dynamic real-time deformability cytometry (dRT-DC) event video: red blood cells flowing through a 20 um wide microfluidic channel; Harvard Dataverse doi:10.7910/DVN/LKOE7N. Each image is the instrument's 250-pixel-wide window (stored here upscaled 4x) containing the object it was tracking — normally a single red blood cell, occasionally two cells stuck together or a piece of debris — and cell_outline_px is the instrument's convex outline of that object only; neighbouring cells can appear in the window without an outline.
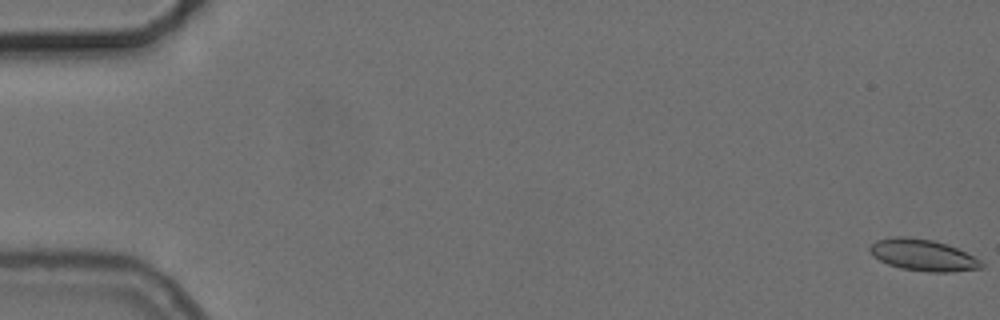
{"species": "common noctule bat (a hibernating species)", "species_latin": "Nyctalus noctula", "temperature_condition": "cold", "stored_images_in_passage": 56, "camera_frame_rate_fps": 3000, "um_per_image_px": 0.085, "animal": {"sex": "female", "body_mass_g": 24.6, "forearm_length_mm": 56.2}, "frame": {"image": 1, "passage_image": 1, "time_ms": 0.0, "image_size_px": [1000, 320], "cell_outline_px": [[984, 268], [952, 272], [928, 272], [900, 268], [888, 264], [872, 256], [868, 248], [876, 240], [896, 236], [904, 236], [932, 240], [956, 248], [980, 260], [984, 264]], "centroid_in_image_um": [78.43, 21.69], "position_along_channel_um": 6.6, "area_um2": 20.4}}
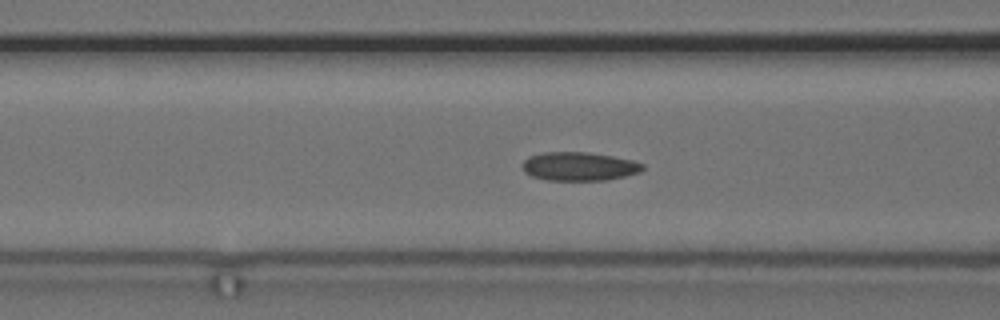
{"frame": {"image": 2, "passage_image": 23, "time_ms": 7.333, "image_size_px": [1000, 320], "cell_outline_px": [[644, 168], [640, 172], [608, 180], [544, 180], [532, 176], [524, 172], [520, 164], [528, 156], [544, 152], [588, 152], [612, 156], [632, 160], [644, 164]], "centroid_in_image_um": [49.19, 14.14], "position_along_channel_um": 117.4, "area_um2": 20.23}}
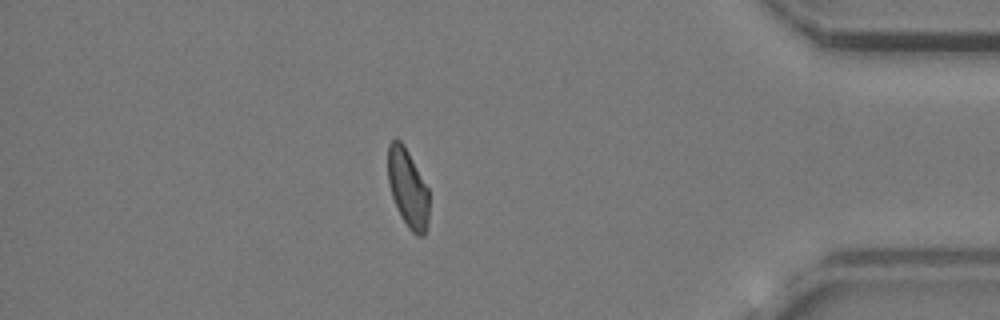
{"frame": {"image": 3, "passage_image": 49, "time_ms": 16.0, "image_size_px": [1000, 320], "cell_outline_px": [[428, 224], [424, 236], [416, 236], [408, 228], [400, 216], [396, 208], [388, 184], [388, 144], [392, 140], [400, 140], [404, 144], [428, 188]], "centroid_in_image_um": [34.66, 16.03], "position_along_channel_um": 400.5, "area_um2": 18.9}, "authors_computed_cell_mechanics": {"area_um2": 19.652, "velocity_mm_per_s": 3.7025, "shape_relaxation_time_tau1_ms": null, "shape_relaxation_time_tau2_ms": 3.372, "deformation_change_tau1": null, "deformation_change_tau2": 0.0863}}